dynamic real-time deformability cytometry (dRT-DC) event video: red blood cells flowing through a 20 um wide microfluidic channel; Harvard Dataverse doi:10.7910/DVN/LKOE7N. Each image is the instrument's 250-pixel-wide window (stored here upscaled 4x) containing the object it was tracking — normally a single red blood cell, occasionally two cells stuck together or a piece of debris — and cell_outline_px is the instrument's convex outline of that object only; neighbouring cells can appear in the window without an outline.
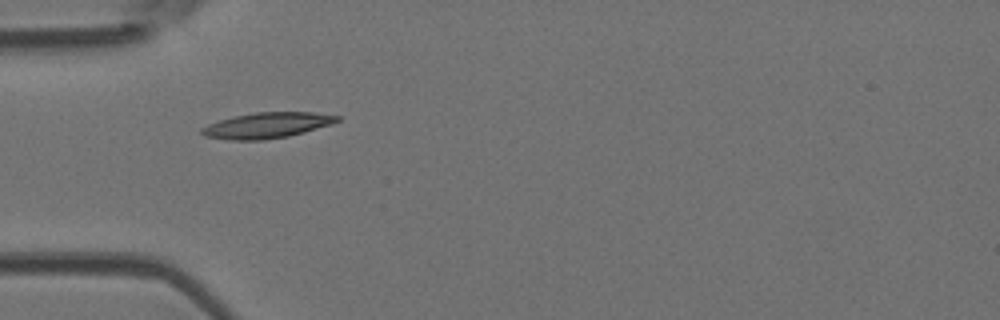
{"species": "Egyptian fruit bat (a non-hibernating species)", "species_latin": "Rousettus aegyptiacus", "temperature_condition": "room temperature", "stored_images_in_passage": 35, "camera_frame_rate_fps": 3000, "um_per_image_px": 0.085, "animal": {"sex": "female"}, "frame": {"image": 1, "passage_image": 1, "time_ms": 0.0, "image_size_px": [1000, 320], "cell_outline_px": [[340, 120], [332, 124], [304, 132], [288, 136], [264, 140], [228, 140], [204, 136], [200, 132], [200, 128], [208, 124], [220, 120], [236, 116], [256, 112], [316, 112], [340, 116]], "centroid_in_image_um": [22.7, 10.65], "position_along_channel_um": 62.3, "area_um2": 20.29}}
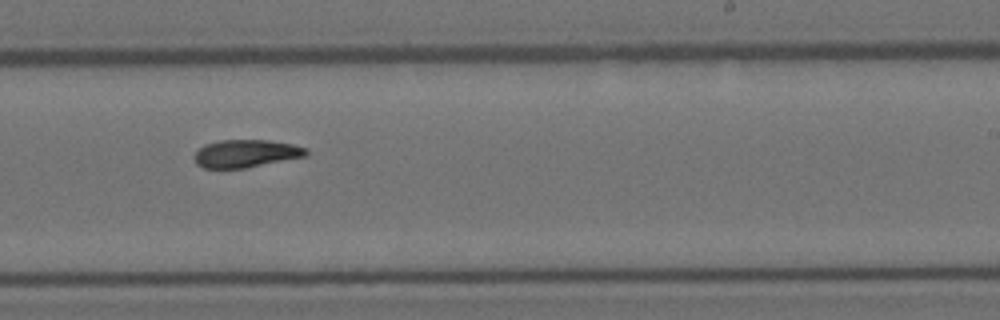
{"frame": {"image": 2, "passage_image": 16, "time_ms": 5.0, "image_size_px": [1000, 320], "cell_outline_px": [[308, 156], [244, 168], [204, 168], [196, 164], [196, 152], [204, 144], [220, 140], [268, 140], [292, 144], [308, 148]], "centroid_in_image_um": [20.94, 13.04], "position_along_channel_um": 268.1, "area_um2": 18.03}}
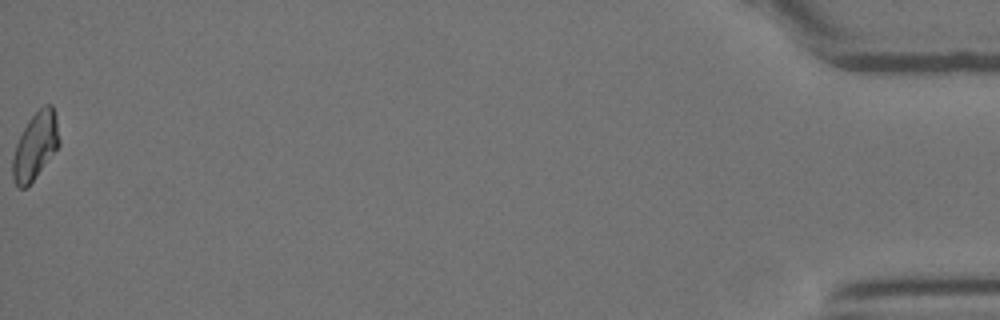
{"frame": {"image": 3, "passage_image": 35, "time_ms": 11.333, "image_size_px": [1000, 320], "cell_outline_px": [[60, 144], [36, 176], [24, 188], [20, 188], [16, 184], [12, 176], [12, 156], [16, 144], [28, 120], [44, 104], [52, 104], [56, 116], [60, 140]], "centroid_in_image_um": [3.0, 12.37], "position_along_channel_um": 432.2, "area_um2": 17.92}, "authors_computed_cell_mechanics": {"area_um2": 18.4382, "velocity_mm_per_s": 4.1596, "shape_relaxation_time_tau1_ms": 4.9007, "shape_relaxation_time_tau2_ms": null, "deformation_change_tau1": 0.1602, "deformation_change_tau2": null}}